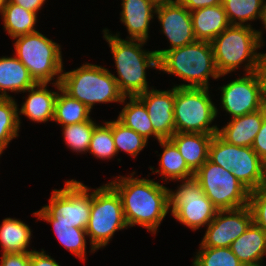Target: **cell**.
I'll return each mask as SVG.
<instances>
[{
	"label": "cell",
	"instance_id": "28",
	"mask_svg": "<svg viewBox=\"0 0 266 266\" xmlns=\"http://www.w3.org/2000/svg\"><path fill=\"white\" fill-rule=\"evenodd\" d=\"M0 14L4 23L3 27L12 39L37 32L34 27L37 22V14L20 5L7 1Z\"/></svg>",
	"mask_w": 266,
	"mask_h": 266
},
{
	"label": "cell",
	"instance_id": "41",
	"mask_svg": "<svg viewBox=\"0 0 266 266\" xmlns=\"http://www.w3.org/2000/svg\"><path fill=\"white\" fill-rule=\"evenodd\" d=\"M10 3H15L21 7L38 14V11L42 8L46 0H7Z\"/></svg>",
	"mask_w": 266,
	"mask_h": 266
},
{
	"label": "cell",
	"instance_id": "37",
	"mask_svg": "<svg viewBox=\"0 0 266 266\" xmlns=\"http://www.w3.org/2000/svg\"><path fill=\"white\" fill-rule=\"evenodd\" d=\"M252 149L257 155L266 163V105H265V116L262 121L259 132L254 138Z\"/></svg>",
	"mask_w": 266,
	"mask_h": 266
},
{
	"label": "cell",
	"instance_id": "44",
	"mask_svg": "<svg viewBox=\"0 0 266 266\" xmlns=\"http://www.w3.org/2000/svg\"><path fill=\"white\" fill-rule=\"evenodd\" d=\"M7 0H0V12L4 8V5L6 4Z\"/></svg>",
	"mask_w": 266,
	"mask_h": 266
},
{
	"label": "cell",
	"instance_id": "22",
	"mask_svg": "<svg viewBox=\"0 0 266 266\" xmlns=\"http://www.w3.org/2000/svg\"><path fill=\"white\" fill-rule=\"evenodd\" d=\"M193 32L196 40L212 42L229 25L222 4L191 11Z\"/></svg>",
	"mask_w": 266,
	"mask_h": 266
},
{
	"label": "cell",
	"instance_id": "10",
	"mask_svg": "<svg viewBox=\"0 0 266 266\" xmlns=\"http://www.w3.org/2000/svg\"><path fill=\"white\" fill-rule=\"evenodd\" d=\"M209 160L230 170L250 192L266 185V163L252 147L232 145L215 134L209 147Z\"/></svg>",
	"mask_w": 266,
	"mask_h": 266
},
{
	"label": "cell",
	"instance_id": "6",
	"mask_svg": "<svg viewBox=\"0 0 266 266\" xmlns=\"http://www.w3.org/2000/svg\"><path fill=\"white\" fill-rule=\"evenodd\" d=\"M90 189L80 181L68 180L64 188L52 191L49 205H44L33 215L52 225L86 229L91 214Z\"/></svg>",
	"mask_w": 266,
	"mask_h": 266
},
{
	"label": "cell",
	"instance_id": "45",
	"mask_svg": "<svg viewBox=\"0 0 266 266\" xmlns=\"http://www.w3.org/2000/svg\"><path fill=\"white\" fill-rule=\"evenodd\" d=\"M157 3L161 2H172V1H178V0H155Z\"/></svg>",
	"mask_w": 266,
	"mask_h": 266
},
{
	"label": "cell",
	"instance_id": "1",
	"mask_svg": "<svg viewBox=\"0 0 266 266\" xmlns=\"http://www.w3.org/2000/svg\"><path fill=\"white\" fill-rule=\"evenodd\" d=\"M119 176L109 184L122 200L124 216L128 227L136 224L153 234L169 211V189L153 179Z\"/></svg>",
	"mask_w": 266,
	"mask_h": 266
},
{
	"label": "cell",
	"instance_id": "33",
	"mask_svg": "<svg viewBox=\"0 0 266 266\" xmlns=\"http://www.w3.org/2000/svg\"><path fill=\"white\" fill-rule=\"evenodd\" d=\"M97 124L92 120L62 126L65 144L73 152H88L92 133Z\"/></svg>",
	"mask_w": 266,
	"mask_h": 266
},
{
	"label": "cell",
	"instance_id": "40",
	"mask_svg": "<svg viewBox=\"0 0 266 266\" xmlns=\"http://www.w3.org/2000/svg\"><path fill=\"white\" fill-rule=\"evenodd\" d=\"M190 12L222 4V0H179Z\"/></svg>",
	"mask_w": 266,
	"mask_h": 266
},
{
	"label": "cell",
	"instance_id": "17",
	"mask_svg": "<svg viewBox=\"0 0 266 266\" xmlns=\"http://www.w3.org/2000/svg\"><path fill=\"white\" fill-rule=\"evenodd\" d=\"M157 5L155 0H122L120 21L127 28L128 39L147 41Z\"/></svg>",
	"mask_w": 266,
	"mask_h": 266
},
{
	"label": "cell",
	"instance_id": "16",
	"mask_svg": "<svg viewBox=\"0 0 266 266\" xmlns=\"http://www.w3.org/2000/svg\"><path fill=\"white\" fill-rule=\"evenodd\" d=\"M137 97L147 109L154 132L161 139H169L175 133V87L168 91L152 88Z\"/></svg>",
	"mask_w": 266,
	"mask_h": 266
},
{
	"label": "cell",
	"instance_id": "24",
	"mask_svg": "<svg viewBox=\"0 0 266 266\" xmlns=\"http://www.w3.org/2000/svg\"><path fill=\"white\" fill-rule=\"evenodd\" d=\"M31 229L23 221L5 218L0 226V244L2 254L31 253L28 250L31 240Z\"/></svg>",
	"mask_w": 266,
	"mask_h": 266
},
{
	"label": "cell",
	"instance_id": "27",
	"mask_svg": "<svg viewBox=\"0 0 266 266\" xmlns=\"http://www.w3.org/2000/svg\"><path fill=\"white\" fill-rule=\"evenodd\" d=\"M128 99L129 102L123 107L117 119L147 140L152 135L158 141L161 140L154 132L144 103L137 96H128Z\"/></svg>",
	"mask_w": 266,
	"mask_h": 266
},
{
	"label": "cell",
	"instance_id": "25",
	"mask_svg": "<svg viewBox=\"0 0 266 266\" xmlns=\"http://www.w3.org/2000/svg\"><path fill=\"white\" fill-rule=\"evenodd\" d=\"M163 147V153L160 157V170L152 171L159 173L164 180H184L194 177V172L187 166L185 159L177 149L176 145L170 139H161L158 141Z\"/></svg>",
	"mask_w": 266,
	"mask_h": 266
},
{
	"label": "cell",
	"instance_id": "18",
	"mask_svg": "<svg viewBox=\"0 0 266 266\" xmlns=\"http://www.w3.org/2000/svg\"><path fill=\"white\" fill-rule=\"evenodd\" d=\"M265 116V106L255 112L232 118L218 135L227 143L239 147H252Z\"/></svg>",
	"mask_w": 266,
	"mask_h": 266
},
{
	"label": "cell",
	"instance_id": "15",
	"mask_svg": "<svg viewBox=\"0 0 266 266\" xmlns=\"http://www.w3.org/2000/svg\"><path fill=\"white\" fill-rule=\"evenodd\" d=\"M155 14L162 26L161 31L170 43L168 49L155 50L158 59L168 50L183 47L196 41L191 12L179 0L158 3Z\"/></svg>",
	"mask_w": 266,
	"mask_h": 266
},
{
	"label": "cell",
	"instance_id": "36",
	"mask_svg": "<svg viewBox=\"0 0 266 266\" xmlns=\"http://www.w3.org/2000/svg\"><path fill=\"white\" fill-rule=\"evenodd\" d=\"M248 205L253 215V222L266 233V185L250 192Z\"/></svg>",
	"mask_w": 266,
	"mask_h": 266
},
{
	"label": "cell",
	"instance_id": "3",
	"mask_svg": "<svg viewBox=\"0 0 266 266\" xmlns=\"http://www.w3.org/2000/svg\"><path fill=\"white\" fill-rule=\"evenodd\" d=\"M263 43L261 30L249 25H229L211 42L219 74L225 76L246 61L243 65L246 73L259 71L261 53L256 51L264 46Z\"/></svg>",
	"mask_w": 266,
	"mask_h": 266
},
{
	"label": "cell",
	"instance_id": "43",
	"mask_svg": "<svg viewBox=\"0 0 266 266\" xmlns=\"http://www.w3.org/2000/svg\"><path fill=\"white\" fill-rule=\"evenodd\" d=\"M262 23H263V28L266 30V1H264V6H263V14H262Z\"/></svg>",
	"mask_w": 266,
	"mask_h": 266
},
{
	"label": "cell",
	"instance_id": "13",
	"mask_svg": "<svg viewBox=\"0 0 266 266\" xmlns=\"http://www.w3.org/2000/svg\"><path fill=\"white\" fill-rule=\"evenodd\" d=\"M244 75L220 87L222 107L232 118L255 112L266 105L260 72Z\"/></svg>",
	"mask_w": 266,
	"mask_h": 266
},
{
	"label": "cell",
	"instance_id": "19",
	"mask_svg": "<svg viewBox=\"0 0 266 266\" xmlns=\"http://www.w3.org/2000/svg\"><path fill=\"white\" fill-rule=\"evenodd\" d=\"M47 85V83H36L25 91L26 93L29 92L28 97L21 108L17 109L19 126L21 124L20 114L38 123L53 121L58 91L48 90Z\"/></svg>",
	"mask_w": 266,
	"mask_h": 266
},
{
	"label": "cell",
	"instance_id": "5",
	"mask_svg": "<svg viewBox=\"0 0 266 266\" xmlns=\"http://www.w3.org/2000/svg\"><path fill=\"white\" fill-rule=\"evenodd\" d=\"M61 89L90 110L96 103H125L113 74L105 67L85 63L77 69L62 72Z\"/></svg>",
	"mask_w": 266,
	"mask_h": 266
},
{
	"label": "cell",
	"instance_id": "42",
	"mask_svg": "<svg viewBox=\"0 0 266 266\" xmlns=\"http://www.w3.org/2000/svg\"><path fill=\"white\" fill-rule=\"evenodd\" d=\"M259 72L263 80L264 93H265V99H266V53L260 54Z\"/></svg>",
	"mask_w": 266,
	"mask_h": 266
},
{
	"label": "cell",
	"instance_id": "34",
	"mask_svg": "<svg viewBox=\"0 0 266 266\" xmlns=\"http://www.w3.org/2000/svg\"><path fill=\"white\" fill-rule=\"evenodd\" d=\"M193 266H243L230 247H199Z\"/></svg>",
	"mask_w": 266,
	"mask_h": 266
},
{
	"label": "cell",
	"instance_id": "9",
	"mask_svg": "<svg viewBox=\"0 0 266 266\" xmlns=\"http://www.w3.org/2000/svg\"><path fill=\"white\" fill-rule=\"evenodd\" d=\"M209 95V88L175 87V133H218L217 125L210 127L218 109Z\"/></svg>",
	"mask_w": 266,
	"mask_h": 266
},
{
	"label": "cell",
	"instance_id": "30",
	"mask_svg": "<svg viewBox=\"0 0 266 266\" xmlns=\"http://www.w3.org/2000/svg\"><path fill=\"white\" fill-rule=\"evenodd\" d=\"M18 105L15 99L0 98V151L3 153L12 139L18 137Z\"/></svg>",
	"mask_w": 266,
	"mask_h": 266
},
{
	"label": "cell",
	"instance_id": "39",
	"mask_svg": "<svg viewBox=\"0 0 266 266\" xmlns=\"http://www.w3.org/2000/svg\"><path fill=\"white\" fill-rule=\"evenodd\" d=\"M30 266H61L54 258H51L45 253L44 249L42 251H32L30 255Z\"/></svg>",
	"mask_w": 266,
	"mask_h": 266
},
{
	"label": "cell",
	"instance_id": "2",
	"mask_svg": "<svg viewBox=\"0 0 266 266\" xmlns=\"http://www.w3.org/2000/svg\"><path fill=\"white\" fill-rule=\"evenodd\" d=\"M104 39L113 55L118 77L114 78L124 96H137L149 90L146 69H158V56L155 51L142 50L146 41L121 39L119 33L113 35L106 28Z\"/></svg>",
	"mask_w": 266,
	"mask_h": 266
},
{
	"label": "cell",
	"instance_id": "8",
	"mask_svg": "<svg viewBox=\"0 0 266 266\" xmlns=\"http://www.w3.org/2000/svg\"><path fill=\"white\" fill-rule=\"evenodd\" d=\"M128 228L117 191L106 183L92 191L90 219L86 227L91 252L105 247L117 230Z\"/></svg>",
	"mask_w": 266,
	"mask_h": 266
},
{
	"label": "cell",
	"instance_id": "32",
	"mask_svg": "<svg viewBox=\"0 0 266 266\" xmlns=\"http://www.w3.org/2000/svg\"><path fill=\"white\" fill-rule=\"evenodd\" d=\"M104 123L94 127L88 151L96 159L108 160L117 155V150L112 136V121Z\"/></svg>",
	"mask_w": 266,
	"mask_h": 266
},
{
	"label": "cell",
	"instance_id": "20",
	"mask_svg": "<svg viewBox=\"0 0 266 266\" xmlns=\"http://www.w3.org/2000/svg\"><path fill=\"white\" fill-rule=\"evenodd\" d=\"M243 266H263L266 255V233L254 222L230 246Z\"/></svg>",
	"mask_w": 266,
	"mask_h": 266
},
{
	"label": "cell",
	"instance_id": "38",
	"mask_svg": "<svg viewBox=\"0 0 266 266\" xmlns=\"http://www.w3.org/2000/svg\"><path fill=\"white\" fill-rule=\"evenodd\" d=\"M31 253L2 254L0 266H30Z\"/></svg>",
	"mask_w": 266,
	"mask_h": 266
},
{
	"label": "cell",
	"instance_id": "23",
	"mask_svg": "<svg viewBox=\"0 0 266 266\" xmlns=\"http://www.w3.org/2000/svg\"><path fill=\"white\" fill-rule=\"evenodd\" d=\"M35 84L26 66L15 55L0 58V98H12L7 91L24 93Z\"/></svg>",
	"mask_w": 266,
	"mask_h": 266
},
{
	"label": "cell",
	"instance_id": "21",
	"mask_svg": "<svg viewBox=\"0 0 266 266\" xmlns=\"http://www.w3.org/2000/svg\"><path fill=\"white\" fill-rule=\"evenodd\" d=\"M214 135L174 133L169 139L176 145L187 166L195 173L209 159V147Z\"/></svg>",
	"mask_w": 266,
	"mask_h": 266
},
{
	"label": "cell",
	"instance_id": "7",
	"mask_svg": "<svg viewBox=\"0 0 266 266\" xmlns=\"http://www.w3.org/2000/svg\"><path fill=\"white\" fill-rule=\"evenodd\" d=\"M15 56L26 66L35 83L60 84L63 72L61 47L39 31L15 37ZM54 76L56 78H54Z\"/></svg>",
	"mask_w": 266,
	"mask_h": 266
},
{
	"label": "cell",
	"instance_id": "14",
	"mask_svg": "<svg viewBox=\"0 0 266 266\" xmlns=\"http://www.w3.org/2000/svg\"><path fill=\"white\" fill-rule=\"evenodd\" d=\"M253 222L249 205L231 209L218 210L200 243V247H230Z\"/></svg>",
	"mask_w": 266,
	"mask_h": 266
},
{
	"label": "cell",
	"instance_id": "35",
	"mask_svg": "<svg viewBox=\"0 0 266 266\" xmlns=\"http://www.w3.org/2000/svg\"><path fill=\"white\" fill-rule=\"evenodd\" d=\"M56 237L60 243L80 259H86V236L85 229L64 225H53Z\"/></svg>",
	"mask_w": 266,
	"mask_h": 266
},
{
	"label": "cell",
	"instance_id": "26",
	"mask_svg": "<svg viewBox=\"0 0 266 266\" xmlns=\"http://www.w3.org/2000/svg\"><path fill=\"white\" fill-rule=\"evenodd\" d=\"M52 84L59 91L55 102L53 121L65 126L82 123L91 119V110L85 104L77 99L71 98L61 89L60 84L55 82H52Z\"/></svg>",
	"mask_w": 266,
	"mask_h": 266
},
{
	"label": "cell",
	"instance_id": "4",
	"mask_svg": "<svg viewBox=\"0 0 266 266\" xmlns=\"http://www.w3.org/2000/svg\"><path fill=\"white\" fill-rule=\"evenodd\" d=\"M158 70L174 74L190 84L174 87L209 88V77H222L215 64L211 42L196 40L168 50L158 59Z\"/></svg>",
	"mask_w": 266,
	"mask_h": 266
},
{
	"label": "cell",
	"instance_id": "31",
	"mask_svg": "<svg viewBox=\"0 0 266 266\" xmlns=\"http://www.w3.org/2000/svg\"><path fill=\"white\" fill-rule=\"evenodd\" d=\"M112 136L117 153L122 150L134 157L145 148L148 142L147 139L125 126L118 119L112 121Z\"/></svg>",
	"mask_w": 266,
	"mask_h": 266
},
{
	"label": "cell",
	"instance_id": "29",
	"mask_svg": "<svg viewBox=\"0 0 266 266\" xmlns=\"http://www.w3.org/2000/svg\"><path fill=\"white\" fill-rule=\"evenodd\" d=\"M265 0H222L230 25H249L245 22L259 19L261 21ZM238 20V22H237Z\"/></svg>",
	"mask_w": 266,
	"mask_h": 266
},
{
	"label": "cell",
	"instance_id": "11",
	"mask_svg": "<svg viewBox=\"0 0 266 266\" xmlns=\"http://www.w3.org/2000/svg\"><path fill=\"white\" fill-rule=\"evenodd\" d=\"M194 178L218 210L237 209L249 204L250 191L230 170L209 159L194 173Z\"/></svg>",
	"mask_w": 266,
	"mask_h": 266
},
{
	"label": "cell",
	"instance_id": "12",
	"mask_svg": "<svg viewBox=\"0 0 266 266\" xmlns=\"http://www.w3.org/2000/svg\"><path fill=\"white\" fill-rule=\"evenodd\" d=\"M181 181L182 184L176 192L169 189V210L172 216L192 230L208 226L218 209L207 198L194 177Z\"/></svg>",
	"mask_w": 266,
	"mask_h": 266
}]
</instances>
